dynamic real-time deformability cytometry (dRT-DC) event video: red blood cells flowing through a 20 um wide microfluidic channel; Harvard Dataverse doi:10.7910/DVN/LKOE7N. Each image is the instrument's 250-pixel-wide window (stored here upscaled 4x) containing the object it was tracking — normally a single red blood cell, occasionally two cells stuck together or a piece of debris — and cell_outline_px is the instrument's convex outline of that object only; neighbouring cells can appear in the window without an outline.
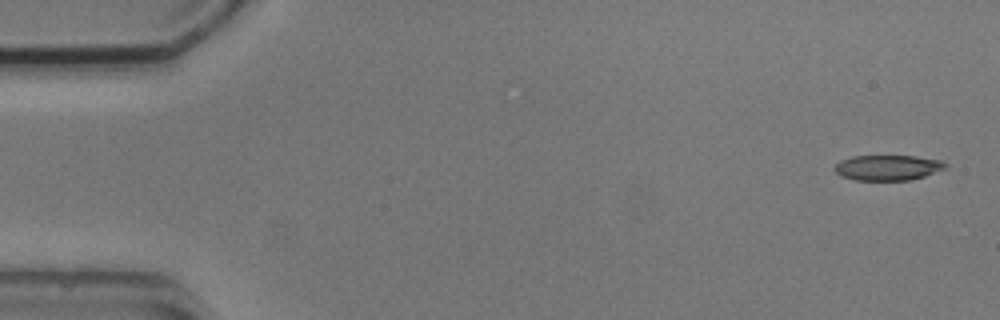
{"species": "common noctule bat (a hibernating species)", "species_latin": "Nyctalus noctula", "temperature_condition": "cold", "stored_images_in_passage": 2, "camera_frame_rate_fps": 3000, "um_per_image_px": 0.085, "animal": {"sex": "male", "body_mass_g": 20.5, "forearm_length_mm": 52.5}, "frame": {"image": 1, "passage_image": 2, "time_ms": 1.333, "image_size_px": [1000, 320], "cell_outline_px": [[948, 168], [924, 176], [908, 180], [856, 180], [840, 176], [832, 168], [840, 160], [852, 156], [916, 156], [944, 160], [948, 164]], "centroid_in_image_um": [75.49, 14.24], "position_along_channel_um": 9.5, "area_um2": 16.59}}